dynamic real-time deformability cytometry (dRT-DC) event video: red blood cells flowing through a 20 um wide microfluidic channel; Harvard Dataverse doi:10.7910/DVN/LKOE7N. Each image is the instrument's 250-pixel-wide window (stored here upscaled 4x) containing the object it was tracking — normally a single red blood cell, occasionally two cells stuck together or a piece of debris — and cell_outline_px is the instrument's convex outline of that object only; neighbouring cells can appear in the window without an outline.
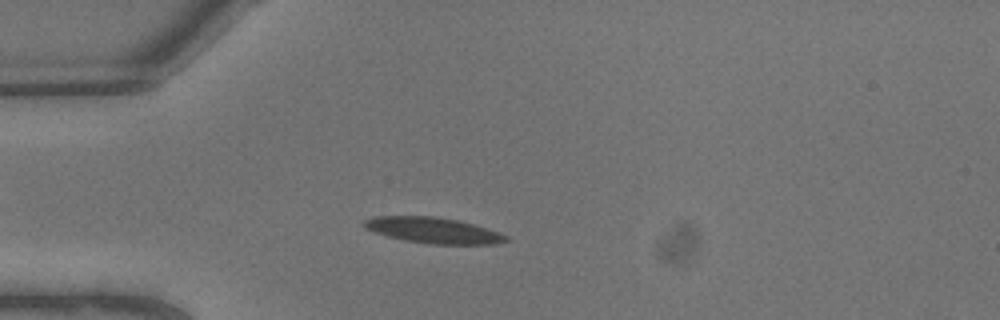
{"species": "common noctule bat (a hibernating species)", "species_latin": "Nyctalus noctula", "temperature_condition": "warm", "stored_images_in_passage": 7, "camera_frame_rate_fps": 3000, "um_per_image_px": 0.085, "animal": {"sex": "male", "body_mass_g": 13.3}, "frame": {"image": 1, "passage_image": 5, "time_ms": 1.333, "image_size_px": [1000, 320], "cell_outline_px": [[512, 240], [496, 244], [432, 244], [404, 240], [388, 236], [364, 228], [364, 220], [372, 216], [432, 216], [456, 220], [472, 224], [508, 236]], "centroid_in_image_um": [36.82, 19.58], "position_along_channel_um": 48.2, "area_um2": 21.1}}
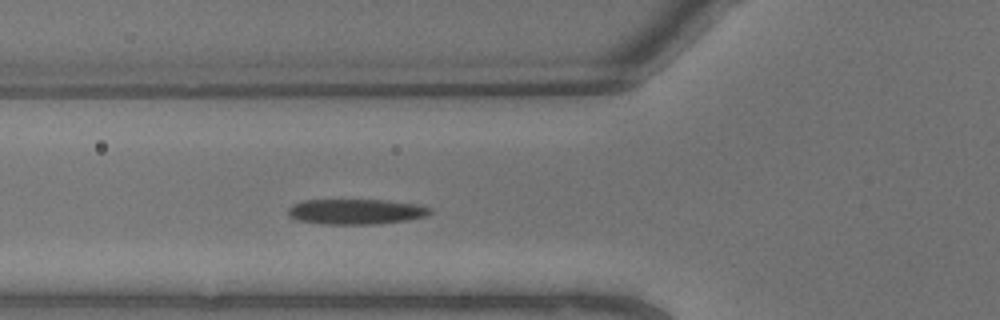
{"frame": {"image": 2, "passage_image": 7, "time_ms": 2.0, "image_size_px": [1000, 320], "cell_outline_px": [[432, 212], [424, 216], [404, 220], [376, 224], [320, 224], [296, 220], [288, 216], [288, 208], [292, 204], [304, 200], [388, 200], [416, 204], [432, 208]], "centroid_in_image_um": [30.2, 17.98], "position_along_channel_um": 95.6, "area_um2": 20.98}}